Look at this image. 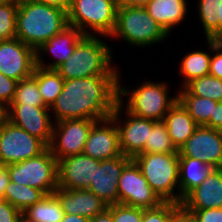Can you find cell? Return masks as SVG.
Returning <instances> with one entry per match:
<instances>
[{"instance_id": "obj_1", "label": "cell", "mask_w": 222, "mask_h": 222, "mask_svg": "<svg viewBox=\"0 0 222 222\" xmlns=\"http://www.w3.org/2000/svg\"><path fill=\"white\" fill-rule=\"evenodd\" d=\"M120 76H93L64 81L62 92L50 107L56 122L67 119L102 120L118 103Z\"/></svg>"}, {"instance_id": "obj_2", "label": "cell", "mask_w": 222, "mask_h": 222, "mask_svg": "<svg viewBox=\"0 0 222 222\" xmlns=\"http://www.w3.org/2000/svg\"><path fill=\"white\" fill-rule=\"evenodd\" d=\"M68 26L66 11L31 0H18L16 38L33 49Z\"/></svg>"}, {"instance_id": "obj_3", "label": "cell", "mask_w": 222, "mask_h": 222, "mask_svg": "<svg viewBox=\"0 0 222 222\" xmlns=\"http://www.w3.org/2000/svg\"><path fill=\"white\" fill-rule=\"evenodd\" d=\"M112 51L108 45L94 35H86L75 47L70 58L55 70L64 80L93 76H119L111 67Z\"/></svg>"}, {"instance_id": "obj_4", "label": "cell", "mask_w": 222, "mask_h": 222, "mask_svg": "<svg viewBox=\"0 0 222 222\" xmlns=\"http://www.w3.org/2000/svg\"><path fill=\"white\" fill-rule=\"evenodd\" d=\"M133 160L163 202L180 204V194L174 193L179 186V153H141Z\"/></svg>"}, {"instance_id": "obj_5", "label": "cell", "mask_w": 222, "mask_h": 222, "mask_svg": "<svg viewBox=\"0 0 222 222\" xmlns=\"http://www.w3.org/2000/svg\"><path fill=\"white\" fill-rule=\"evenodd\" d=\"M169 34L144 7L118 6L116 25L110 37H121L134 46L146 47L164 40Z\"/></svg>"}, {"instance_id": "obj_6", "label": "cell", "mask_w": 222, "mask_h": 222, "mask_svg": "<svg viewBox=\"0 0 222 222\" xmlns=\"http://www.w3.org/2000/svg\"><path fill=\"white\" fill-rule=\"evenodd\" d=\"M117 8V0H72L67 13L68 25L80 29L84 35L97 33L110 37L116 25ZM86 28L95 33H89Z\"/></svg>"}, {"instance_id": "obj_7", "label": "cell", "mask_w": 222, "mask_h": 222, "mask_svg": "<svg viewBox=\"0 0 222 222\" xmlns=\"http://www.w3.org/2000/svg\"><path fill=\"white\" fill-rule=\"evenodd\" d=\"M127 90L121 88L118 81V99L130 94L126 112L140 118L163 121L168 110L178 101V95L168 97L166 83L144 82L135 90Z\"/></svg>"}, {"instance_id": "obj_8", "label": "cell", "mask_w": 222, "mask_h": 222, "mask_svg": "<svg viewBox=\"0 0 222 222\" xmlns=\"http://www.w3.org/2000/svg\"><path fill=\"white\" fill-rule=\"evenodd\" d=\"M6 166L12 182L31 186L46 195L54 193L58 187V160L49 148L39 156Z\"/></svg>"}, {"instance_id": "obj_9", "label": "cell", "mask_w": 222, "mask_h": 222, "mask_svg": "<svg viewBox=\"0 0 222 222\" xmlns=\"http://www.w3.org/2000/svg\"><path fill=\"white\" fill-rule=\"evenodd\" d=\"M47 148L42 140L10 121L0 127V165H9L39 156Z\"/></svg>"}, {"instance_id": "obj_10", "label": "cell", "mask_w": 222, "mask_h": 222, "mask_svg": "<svg viewBox=\"0 0 222 222\" xmlns=\"http://www.w3.org/2000/svg\"><path fill=\"white\" fill-rule=\"evenodd\" d=\"M118 203L142 209H154L163 203L133 159L124 167L118 180Z\"/></svg>"}, {"instance_id": "obj_11", "label": "cell", "mask_w": 222, "mask_h": 222, "mask_svg": "<svg viewBox=\"0 0 222 222\" xmlns=\"http://www.w3.org/2000/svg\"><path fill=\"white\" fill-rule=\"evenodd\" d=\"M96 120L67 119L53 126L52 139L48 148L59 161L65 157L83 153L88 134Z\"/></svg>"}, {"instance_id": "obj_12", "label": "cell", "mask_w": 222, "mask_h": 222, "mask_svg": "<svg viewBox=\"0 0 222 222\" xmlns=\"http://www.w3.org/2000/svg\"><path fill=\"white\" fill-rule=\"evenodd\" d=\"M36 68V50L20 39L0 41V72L17 81L29 78Z\"/></svg>"}, {"instance_id": "obj_13", "label": "cell", "mask_w": 222, "mask_h": 222, "mask_svg": "<svg viewBox=\"0 0 222 222\" xmlns=\"http://www.w3.org/2000/svg\"><path fill=\"white\" fill-rule=\"evenodd\" d=\"M179 157H190L209 164L214 169L222 168V131L198 126L186 143L178 150Z\"/></svg>"}, {"instance_id": "obj_14", "label": "cell", "mask_w": 222, "mask_h": 222, "mask_svg": "<svg viewBox=\"0 0 222 222\" xmlns=\"http://www.w3.org/2000/svg\"><path fill=\"white\" fill-rule=\"evenodd\" d=\"M123 99H118L114 112L111 117L114 119L118 131L120 150L122 155L134 158L136 155L144 153L145 142L148 140L149 131L152 130L153 125L157 122L152 119L136 117L127 112V120L122 125L119 121ZM122 125V126H121Z\"/></svg>"}, {"instance_id": "obj_15", "label": "cell", "mask_w": 222, "mask_h": 222, "mask_svg": "<svg viewBox=\"0 0 222 222\" xmlns=\"http://www.w3.org/2000/svg\"><path fill=\"white\" fill-rule=\"evenodd\" d=\"M83 154L99 161L122 155L118 127L111 116L93 124Z\"/></svg>"}, {"instance_id": "obj_16", "label": "cell", "mask_w": 222, "mask_h": 222, "mask_svg": "<svg viewBox=\"0 0 222 222\" xmlns=\"http://www.w3.org/2000/svg\"><path fill=\"white\" fill-rule=\"evenodd\" d=\"M47 106L9 105L8 121L50 145L53 123Z\"/></svg>"}, {"instance_id": "obj_17", "label": "cell", "mask_w": 222, "mask_h": 222, "mask_svg": "<svg viewBox=\"0 0 222 222\" xmlns=\"http://www.w3.org/2000/svg\"><path fill=\"white\" fill-rule=\"evenodd\" d=\"M132 160L125 155L102 160L95 165L94 181L87 190L93 192L108 206L118 203V180L124 167Z\"/></svg>"}, {"instance_id": "obj_18", "label": "cell", "mask_w": 222, "mask_h": 222, "mask_svg": "<svg viewBox=\"0 0 222 222\" xmlns=\"http://www.w3.org/2000/svg\"><path fill=\"white\" fill-rule=\"evenodd\" d=\"M95 160L83 153L68 156L58 161V187L65 190L88 189L94 181Z\"/></svg>"}, {"instance_id": "obj_19", "label": "cell", "mask_w": 222, "mask_h": 222, "mask_svg": "<svg viewBox=\"0 0 222 222\" xmlns=\"http://www.w3.org/2000/svg\"><path fill=\"white\" fill-rule=\"evenodd\" d=\"M184 210L222 208V168L214 169L182 200Z\"/></svg>"}, {"instance_id": "obj_20", "label": "cell", "mask_w": 222, "mask_h": 222, "mask_svg": "<svg viewBox=\"0 0 222 222\" xmlns=\"http://www.w3.org/2000/svg\"><path fill=\"white\" fill-rule=\"evenodd\" d=\"M65 214H75L92 219L104 212L108 205L87 189L65 190L60 187L54 191Z\"/></svg>"}, {"instance_id": "obj_21", "label": "cell", "mask_w": 222, "mask_h": 222, "mask_svg": "<svg viewBox=\"0 0 222 222\" xmlns=\"http://www.w3.org/2000/svg\"><path fill=\"white\" fill-rule=\"evenodd\" d=\"M82 31L68 25L59 34L44 42L36 49V66L44 69H56L64 61L68 60L74 52L76 45L85 37ZM40 52H49L57 57L56 61L44 64Z\"/></svg>"}, {"instance_id": "obj_22", "label": "cell", "mask_w": 222, "mask_h": 222, "mask_svg": "<svg viewBox=\"0 0 222 222\" xmlns=\"http://www.w3.org/2000/svg\"><path fill=\"white\" fill-rule=\"evenodd\" d=\"M163 122L177 150L186 143L199 126L179 100L168 110Z\"/></svg>"}, {"instance_id": "obj_23", "label": "cell", "mask_w": 222, "mask_h": 222, "mask_svg": "<svg viewBox=\"0 0 222 222\" xmlns=\"http://www.w3.org/2000/svg\"><path fill=\"white\" fill-rule=\"evenodd\" d=\"M144 8L168 34L174 26L184 21L188 11L186 0H151Z\"/></svg>"}, {"instance_id": "obj_24", "label": "cell", "mask_w": 222, "mask_h": 222, "mask_svg": "<svg viewBox=\"0 0 222 222\" xmlns=\"http://www.w3.org/2000/svg\"><path fill=\"white\" fill-rule=\"evenodd\" d=\"M214 170L209 164L190 157H179V194L183 198Z\"/></svg>"}, {"instance_id": "obj_25", "label": "cell", "mask_w": 222, "mask_h": 222, "mask_svg": "<svg viewBox=\"0 0 222 222\" xmlns=\"http://www.w3.org/2000/svg\"><path fill=\"white\" fill-rule=\"evenodd\" d=\"M198 8L206 39L222 41V0H199Z\"/></svg>"}, {"instance_id": "obj_26", "label": "cell", "mask_w": 222, "mask_h": 222, "mask_svg": "<svg viewBox=\"0 0 222 222\" xmlns=\"http://www.w3.org/2000/svg\"><path fill=\"white\" fill-rule=\"evenodd\" d=\"M178 100L187 109L189 115L199 126H207L210 117H214L215 100L190 95L184 88L178 92Z\"/></svg>"}, {"instance_id": "obj_27", "label": "cell", "mask_w": 222, "mask_h": 222, "mask_svg": "<svg viewBox=\"0 0 222 222\" xmlns=\"http://www.w3.org/2000/svg\"><path fill=\"white\" fill-rule=\"evenodd\" d=\"M32 76L37 80L44 104L50 108L62 92L64 78L55 69H44L38 66Z\"/></svg>"}, {"instance_id": "obj_28", "label": "cell", "mask_w": 222, "mask_h": 222, "mask_svg": "<svg viewBox=\"0 0 222 222\" xmlns=\"http://www.w3.org/2000/svg\"><path fill=\"white\" fill-rule=\"evenodd\" d=\"M23 213L33 222H60L65 215L62 205L54 193L44 196Z\"/></svg>"}, {"instance_id": "obj_29", "label": "cell", "mask_w": 222, "mask_h": 222, "mask_svg": "<svg viewBox=\"0 0 222 222\" xmlns=\"http://www.w3.org/2000/svg\"><path fill=\"white\" fill-rule=\"evenodd\" d=\"M44 196L46 194L41 190L12 181H10L5 191V200L21 212L39 202Z\"/></svg>"}, {"instance_id": "obj_30", "label": "cell", "mask_w": 222, "mask_h": 222, "mask_svg": "<svg viewBox=\"0 0 222 222\" xmlns=\"http://www.w3.org/2000/svg\"><path fill=\"white\" fill-rule=\"evenodd\" d=\"M211 56L204 51H195L184 56L180 65V74L185 76L184 87L191 80L209 75Z\"/></svg>"}, {"instance_id": "obj_31", "label": "cell", "mask_w": 222, "mask_h": 222, "mask_svg": "<svg viewBox=\"0 0 222 222\" xmlns=\"http://www.w3.org/2000/svg\"><path fill=\"white\" fill-rule=\"evenodd\" d=\"M190 95L222 102V79L211 75L195 78L183 87Z\"/></svg>"}, {"instance_id": "obj_32", "label": "cell", "mask_w": 222, "mask_h": 222, "mask_svg": "<svg viewBox=\"0 0 222 222\" xmlns=\"http://www.w3.org/2000/svg\"><path fill=\"white\" fill-rule=\"evenodd\" d=\"M144 153H178L168 134V129L163 121H157L149 131L148 140L145 142Z\"/></svg>"}, {"instance_id": "obj_33", "label": "cell", "mask_w": 222, "mask_h": 222, "mask_svg": "<svg viewBox=\"0 0 222 222\" xmlns=\"http://www.w3.org/2000/svg\"><path fill=\"white\" fill-rule=\"evenodd\" d=\"M10 105L46 106L39 92L37 80L33 76L18 81L15 96Z\"/></svg>"}, {"instance_id": "obj_34", "label": "cell", "mask_w": 222, "mask_h": 222, "mask_svg": "<svg viewBox=\"0 0 222 222\" xmlns=\"http://www.w3.org/2000/svg\"><path fill=\"white\" fill-rule=\"evenodd\" d=\"M18 0L0 5V41L16 38Z\"/></svg>"}, {"instance_id": "obj_35", "label": "cell", "mask_w": 222, "mask_h": 222, "mask_svg": "<svg viewBox=\"0 0 222 222\" xmlns=\"http://www.w3.org/2000/svg\"><path fill=\"white\" fill-rule=\"evenodd\" d=\"M181 208V204L163 202L154 209H143L142 222H170L171 217Z\"/></svg>"}, {"instance_id": "obj_36", "label": "cell", "mask_w": 222, "mask_h": 222, "mask_svg": "<svg viewBox=\"0 0 222 222\" xmlns=\"http://www.w3.org/2000/svg\"><path fill=\"white\" fill-rule=\"evenodd\" d=\"M107 210L112 214L113 222H142V208L117 203L109 205Z\"/></svg>"}, {"instance_id": "obj_37", "label": "cell", "mask_w": 222, "mask_h": 222, "mask_svg": "<svg viewBox=\"0 0 222 222\" xmlns=\"http://www.w3.org/2000/svg\"><path fill=\"white\" fill-rule=\"evenodd\" d=\"M208 46L214 53L210 60L209 75L222 79V41L207 40Z\"/></svg>"}, {"instance_id": "obj_38", "label": "cell", "mask_w": 222, "mask_h": 222, "mask_svg": "<svg viewBox=\"0 0 222 222\" xmlns=\"http://www.w3.org/2000/svg\"><path fill=\"white\" fill-rule=\"evenodd\" d=\"M17 80L11 79L0 72V102L9 106L15 96Z\"/></svg>"}, {"instance_id": "obj_39", "label": "cell", "mask_w": 222, "mask_h": 222, "mask_svg": "<svg viewBox=\"0 0 222 222\" xmlns=\"http://www.w3.org/2000/svg\"><path fill=\"white\" fill-rule=\"evenodd\" d=\"M185 211L192 215L195 222H222V208Z\"/></svg>"}, {"instance_id": "obj_40", "label": "cell", "mask_w": 222, "mask_h": 222, "mask_svg": "<svg viewBox=\"0 0 222 222\" xmlns=\"http://www.w3.org/2000/svg\"><path fill=\"white\" fill-rule=\"evenodd\" d=\"M21 213L7 200H0V222H16Z\"/></svg>"}, {"instance_id": "obj_41", "label": "cell", "mask_w": 222, "mask_h": 222, "mask_svg": "<svg viewBox=\"0 0 222 222\" xmlns=\"http://www.w3.org/2000/svg\"><path fill=\"white\" fill-rule=\"evenodd\" d=\"M208 128L222 130V102H218L215 106L214 117H210Z\"/></svg>"}, {"instance_id": "obj_42", "label": "cell", "mask_w": 222, "mask_h": 222, "mask_svg": "<svg viewBox=\"0 0 222 222\" xmlns=\"http://www.w3.org/2000/svg\"><path fill=\"white\" fill-rule=\"evenodd\" d=\"M10 181L8 167L6 165H0V200H5L6 187Z\"/></svg>"}, {"instance_id": "obj_43", "label": "cell", "mask_w": 222, "mask_h": 222, "mask_svg": "<svg viewBox=\"0 0 222 222\" xmlns=\"http://www.w3.org/2000/svg\"><path fill=\"white\" fill-rule=\"evenodd\" d=\"M38 3H43L49 6L60 8L68 13L72 0H31Z\"/></svg>"}, {"instance_id": "obj_44", "label": "cell", "mask_w": 222, "mask_h": 222, "mask_svg": "<svg viewBox=\"0 0 222 222\" xmlns=\"http://www.w3.org/2000/svg\"><path fill=\"white\" fill-rule=\"evenodd\" d=\"M170 222H195L192 215L182 207L171 217Z\"/></svg>"}, {"instance_id": "obj_45", "label": "cell", "mask_w": 222, "mask_h": 222, "mask_svg": "<svg viewBox=\"0 0 222 222\" xmlns=\"http://www.w3.org/2000/svg\"><path fill=\"white\" fill-rule=\"evenodd\" d=\"M151 0H117L118 6H138V7H144L146 4H148Z\"/></svg>"}, {"instance_id": "obj_46", "label": "cell", "mask_w": 222, "mask_h": 222, "mask_svg": "<svg viewBox=\"0 0 222 222\" xmlns=\"http://www.w3.org/2000/svg\"><path fill=\"white\" fill-rule=\"evenodd\" d=\"M91 219L75 214H65L60 222H90Z\"/></svg>"}, {"instance_id": "obj_47", "label": "cell", "mask_w": 222, "mask_h": 222, "mask_svg": "<svg viewBox=\"0 0 222 222\" xmlns=\"http://www.w3.org/2000/svg\"><path fill=\"white\" fill-rule=\"evenodd\" d=\"M90 222H113L112 214L106 209L99 215L93 217Z\"/></svg>"}, {"instance_id": "obj_48", "label": "cell", "mask_w": 222, "mask_h": 222, "mask_svg": "<svg viewBox=\"0 0 222 222\" xmlns=\"http://www.w3.org/2000/svg\"><path fill=\"white\" fill-rule=\"evenodd\" d=\"M8 121V106L0 102V127Z\"/></svg>"}, {"instance_id": "obj_49", "label": "cell", "mask_w": 222, "mask_h": 222, "mask_svg": "<svg viewBox=\"0 0 222 222\" xmlns=\"http://www.w3.org/2000/svg\"><path fill=\"white\" fill-rule=\"evenodd\" d=\"M16 222H33L30 220L24 213L22 212L19 217L17 218Z\"/></svg>"}, {"instance_id": "obj_50", "label": "cell", "mask_w": 222, "mask_h": 222, "mask_svg": "<svg viewBox=\"0 0 222 222\" xmlns=\"http://www.w3.org/2000/svg\"><path fill=\"white\" fill-rule=\"evenodd\" d=\"M13 0H0V5L7 4L12 2Z\"/></svg>"}]
</instances>
